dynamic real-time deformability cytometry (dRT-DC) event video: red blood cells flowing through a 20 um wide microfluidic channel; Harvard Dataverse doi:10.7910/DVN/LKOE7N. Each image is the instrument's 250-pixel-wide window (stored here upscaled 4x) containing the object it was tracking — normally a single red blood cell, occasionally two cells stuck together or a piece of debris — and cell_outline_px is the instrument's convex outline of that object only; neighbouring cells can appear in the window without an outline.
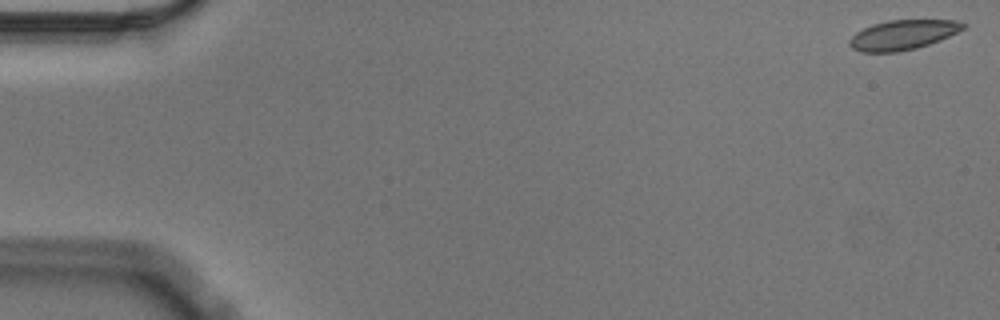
{"species": "Egyptian fruit bat (a non-hibernating species)", "species_latin": "Rousettus aegyptiacus", "temperature_condition": "cold", "stored_images_in_passage": 56, "camera_frame_rate_fps": 3000, "um_per_image_px": 0.085, "animal": {"sex": "male"}, "frame": {"image": 1, "passage_image": 1, "time_ms": 0.0, "image_size_px": [1000, 320], "cell_outline_px": [[968, 24], [964, 28], [940, 40], [916, 48], [900, 52], [860, 52], [852, 48], [848, 44], [848, 40], [856, 32], [872, 24], [888, 20], [956, 20]], "centroid_in_image_um": [76.71, 2.96], "position_along_channel_um": 8.3, "area_um2": 19.71}}
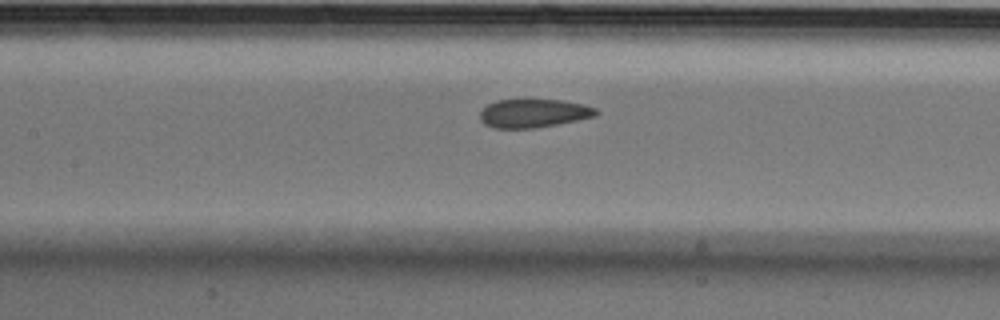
{"frame": {"image": 2, "passage_image": 26, "time_ms": 8.333, "image_size_px": [1000, 320], "cell_outline_px": [[600, 112], [596, 116], [536, 128], [492, 128], [484, 124], [480, 120], [480, 112], [488, 104], [496, 100], [560, 100], [584, 104], [596, 108]], "centroid_in_image_um": [45.35, 9.63], "position_along_channel_um": 162.1, "area_um2": 19.25}}
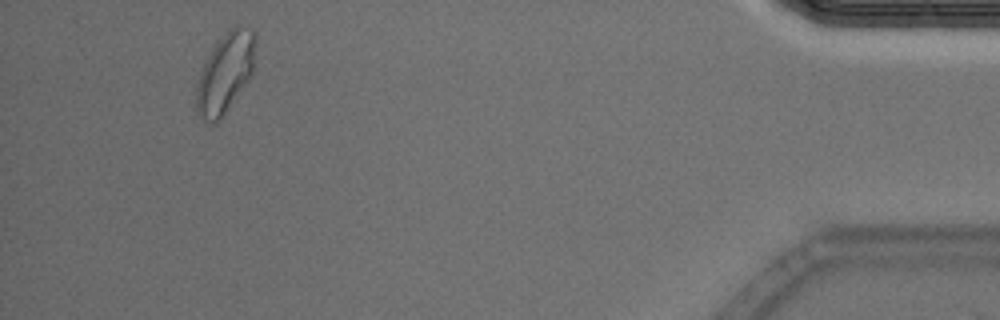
{"frame": {"image": 3, "passage_image": 53, "time_ms": 17.333, "image_size_px": [1000, 320], "cell_outline_px": [[256, 44], [252, 72], [248, 80], [220, 120], [216, 124], [212, 124], [204, 120], [196, 112], [196, 84], [200, 72], [208, 56], [216, 44], [228, 28], [236, 24], [248, 28], [256, 36]], "centroid_in_image_um": [19.14, 6.2], "position_along_channel_um": 416.1, "area_um2": 27.4}, "authors_computed_cell_mechanics": {"area_um2": 20.6346, "velocity_mm_per_s": 3.5456, "shape_relaxation_time_tau1_ms": 5.1704, "shape_relaxation_time_tau2_ms": 1.5899, "deformation_change_tau1": 0.1045, "deformation_change_tau2": 0.044}}